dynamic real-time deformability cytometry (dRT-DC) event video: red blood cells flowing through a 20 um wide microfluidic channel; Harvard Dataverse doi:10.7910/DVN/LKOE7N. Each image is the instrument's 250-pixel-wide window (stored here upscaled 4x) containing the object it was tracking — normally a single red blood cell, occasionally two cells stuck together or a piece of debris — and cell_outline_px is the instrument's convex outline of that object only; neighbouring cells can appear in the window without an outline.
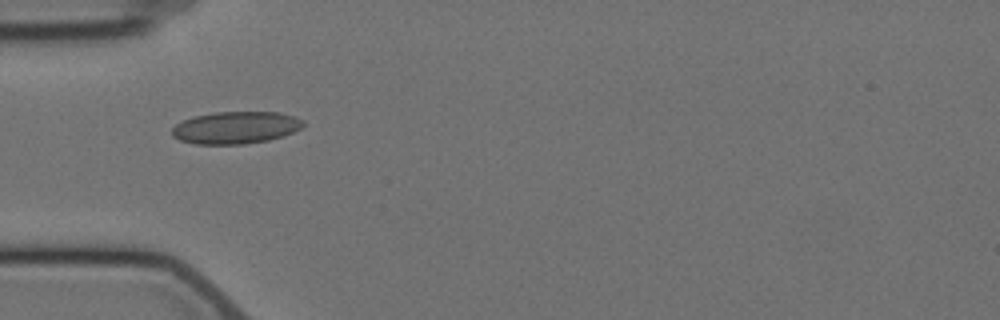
{"species": "Egyptian fruit bat (a non-hibernating species)", "species_latin": "Rousettus aegyptiacus", "temperature_condition": "cold", "stored_images_in_passage": 6, "camera_frame_rate_fps": 3000, "um_per_image_px": 0.085, "animal": {"sex": "female"}, "frame": {"image": 1, "passage_image": 1, "time_ms": 0.0, "image_size_px": [1000, 320], "cell_outline_px": [[304, 124], [300, 128], [292, 132], [268, 140], [244, 144], [196, 144], [180, 140], [172, 136], [172, 128], [176, 124], [192, 116], [216, 112], [280, 112], [296, 116], [304, 120]], "centroid_in_image_um": [20.03, 10.84], "position_along_channel_um": 65.0, "area_um2": 24.62}}
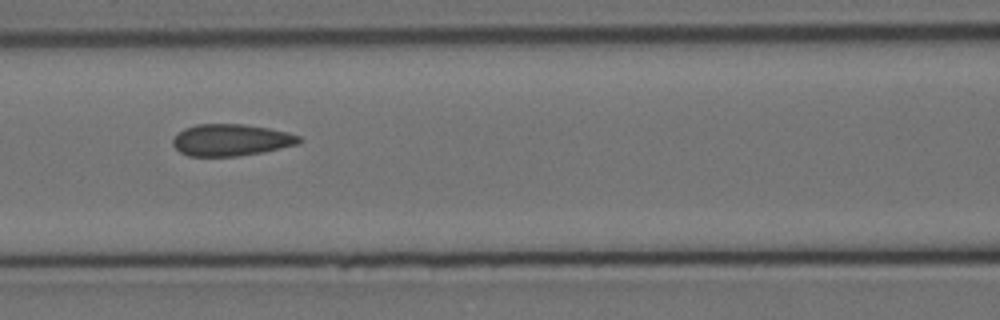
{"frame": {"image": 2, "passage_image": 3, "time_ms": 2.333, "image_size_px": [1000, 320], "cell_outline_px": [[304, 140], [300, 144], [264, 152], [236, 156], [188, 156], [180, 152], [172, 144], [172, 140], [184, 128], [196, 124], [244, 124], [268, 128], [288, 132], [300, 136]], "centroid_in_image_um": [19.68, 11.9], "position_along_channel_um": 146.9, "area_um2": 23.52}}
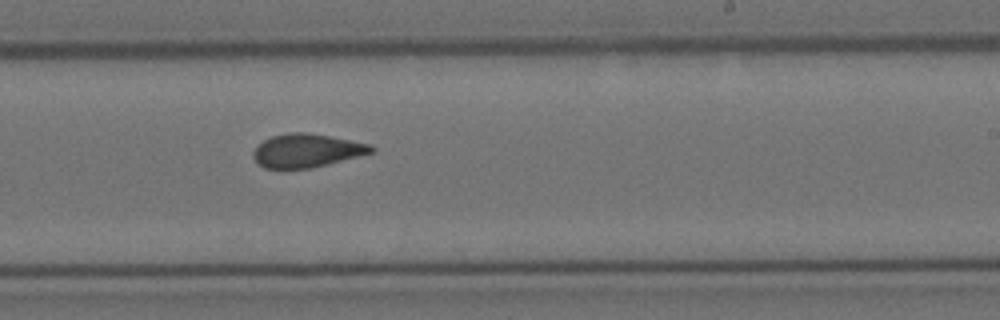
{"frame": {"image": 3, "passage_image": 6, "time_ms": 5.667, "image_size_px": [1000, 320], "cell_outline_px": [[376, 148], [372, 152], [312, 168], [264, 168], [252, 156], [252, 152], [264, 140], [272, 136], [288, 132], [304, 132], [328, 136], [372, 144]], "centroid_in_image_um": [26.07, 12.79], "position_along_channel_um": 262.9, "area_um2": 22.66}}